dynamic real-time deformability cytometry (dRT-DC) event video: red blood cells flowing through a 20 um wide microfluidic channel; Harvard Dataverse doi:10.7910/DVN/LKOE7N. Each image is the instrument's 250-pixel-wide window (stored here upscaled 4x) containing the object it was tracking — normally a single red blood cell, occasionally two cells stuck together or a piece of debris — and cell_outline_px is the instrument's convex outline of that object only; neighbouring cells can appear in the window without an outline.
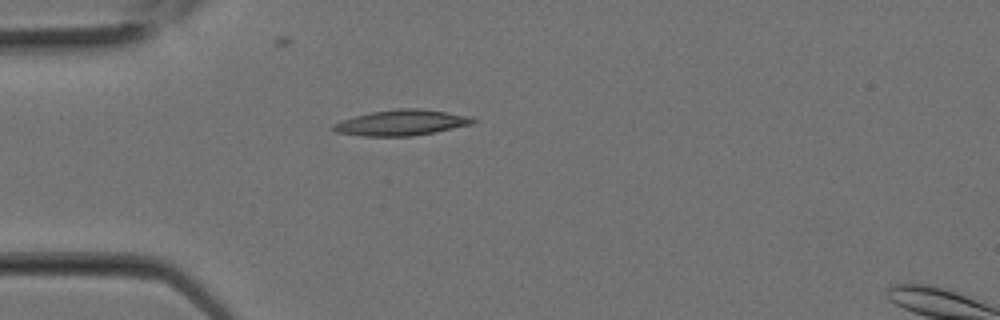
{"species": "Egyptian fruit bat (a non-hibernating species)", "species_latin": "Rousettus aegyptiacus", "temperature_condition": "room temperature", "stored_images_in_passage": 4, "camera_frame_rate_fps": 3000, "um_per_image_px": 0.085, "animal": {"sex": "female"}, "frame": {"image": 1, "passage_image": 3, "time_ms": 0.667, "image_size_px": [1000, 320], "cell_outline_px": [[480, 120], [472, 124], [436, 132], [412, 136], [364, 136], [336, 132], [332, 128], [332, 124], [340, 120], [372, 112], [396, 108], [420, 108], [448, 112], [468, 116]], "centroid_in_image_um": [34.15, 10.42], "position_along_channel_um": 50.8, "area_um2": 20.98}}